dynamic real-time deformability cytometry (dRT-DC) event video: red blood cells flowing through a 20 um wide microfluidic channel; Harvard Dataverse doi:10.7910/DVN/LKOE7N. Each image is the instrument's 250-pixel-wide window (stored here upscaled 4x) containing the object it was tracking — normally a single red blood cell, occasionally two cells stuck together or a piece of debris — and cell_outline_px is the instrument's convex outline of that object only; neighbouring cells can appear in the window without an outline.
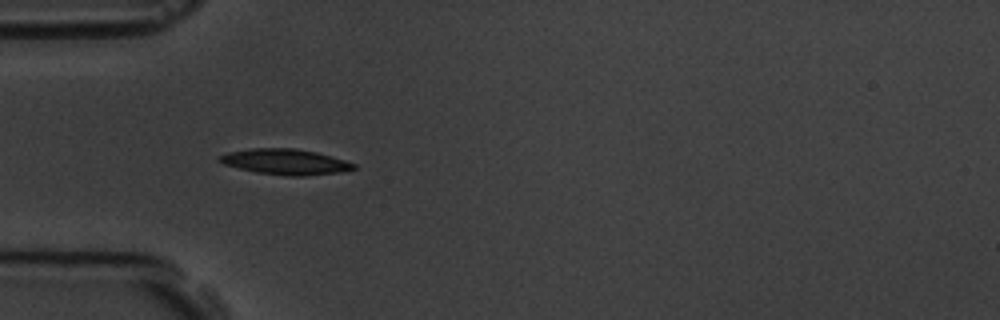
{"species": "common noctule bat (a hibernating species)", "species_latin": "Nyctalus noctula", "temperature_condition": "room temperature", "stored_images_in_passage": 6, "camera_frame_rate_fps": 3000, "um_per_image_px": 0.085, "animal": {"sex": "male", "body_mass_g": 19.5, "forearm_length_mm": 54.6}, "frame": {"image": 1, "passage_image": 5, "time_ms": 5.333, "image_size_px": [1000, 320], "cell_outline_px": [[356, 168], [340, 172], [304, 176], [288, 176], [256, 172], [224, 164], [216, 160], [216, 156], [228, 152], [252, 148], [296, 148], [316, 152], [344, 160], [356, 164]], "centroid_in_image_um": [24.22, 13.75], "position_along_channel_um": 60.8, "area_um2": 20.0}}
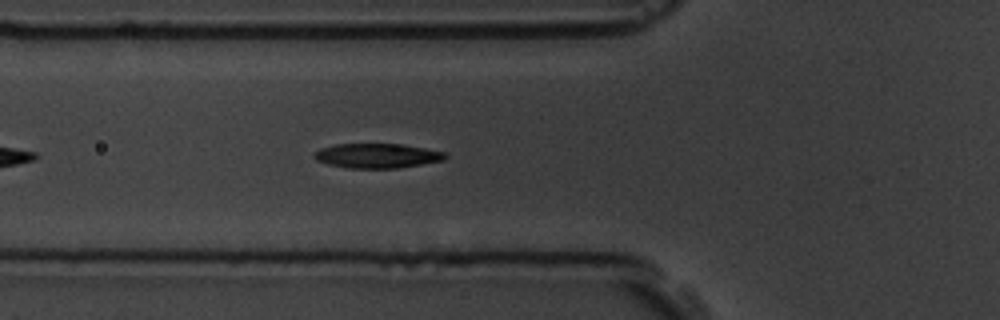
{"frame": {"image": 2, "passage_image": 6, "time_ms": 6.333, "image_size_px": [1000, 320], "cell_outline_px": [[448, 156], [444, 160], [400, 168], [348, 168], [328, 164], [316, 160], [312, 156], [320, 148], [336, 144], [404, 144], [444, 152]], "centroid_in_image_um": [32.05, 13.24], "position_along_channel_um": 93.7, "area_um2": 18.79}}